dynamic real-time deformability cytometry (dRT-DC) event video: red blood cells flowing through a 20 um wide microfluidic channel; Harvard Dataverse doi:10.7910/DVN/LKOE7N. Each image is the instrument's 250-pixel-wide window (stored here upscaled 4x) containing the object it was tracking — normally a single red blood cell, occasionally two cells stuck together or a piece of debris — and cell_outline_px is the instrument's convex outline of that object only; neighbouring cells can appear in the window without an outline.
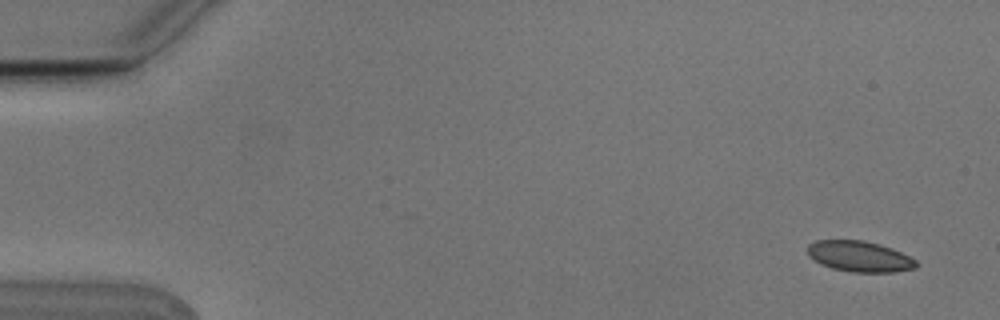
{"species": "Egyptian fruit bat (a non-hibernating species)", "species_latin": "Rousettus aegyptiacus", "temperature_condition": "cold", "stored_images_in_passage": 5, "camera_frame_rate_fps": 3000, "um_per_image_px": 0.085, "animal": {"sex": "male"}, "frame": {"image": 1, "passage_image": 1, "time_ms": 0.0, "image_size_px": [1000, 320], "cell_outline_px": [[920, 264], [916, 268], [896, 272], [852, 272], [832, 268], [820, 264], [808, 256], [808, 244], [816, 240], [864, 240], [880, 244], [892, 248], [916, 260]], "centroid_in_image_um": [73.07, 21.8], "position_along_channel_um": 11.9, "area_um2": 19.65}}
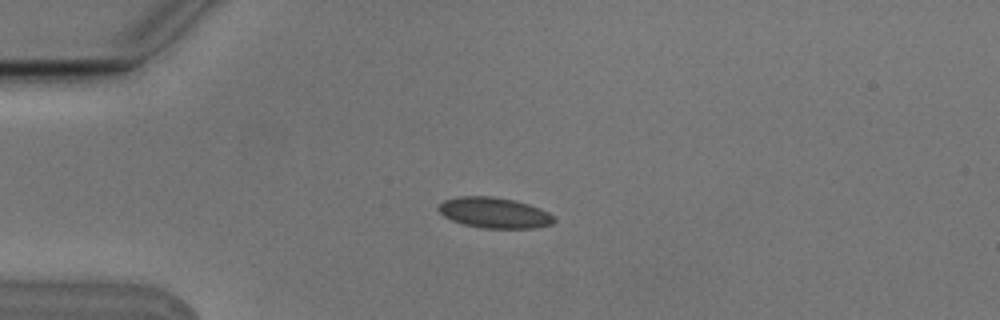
{"frame": {"image": 2, "passage_image": 4, "time_ms": 1.0, "image_size_px": [1000, 320], "cell_outline_px": [[556, 220], [552, 224], [536, 228], [480, 228], [464, 224], [452, 220], [444, 216], [436, 208], [444, 200], [460, 196], [492, 196], [516, 200], [540, 208], [548, 212]], "centroid_in_image_um": [42.02, 18.08], "position_along_channel_um": 43.0, "area_um2": 20.69}}